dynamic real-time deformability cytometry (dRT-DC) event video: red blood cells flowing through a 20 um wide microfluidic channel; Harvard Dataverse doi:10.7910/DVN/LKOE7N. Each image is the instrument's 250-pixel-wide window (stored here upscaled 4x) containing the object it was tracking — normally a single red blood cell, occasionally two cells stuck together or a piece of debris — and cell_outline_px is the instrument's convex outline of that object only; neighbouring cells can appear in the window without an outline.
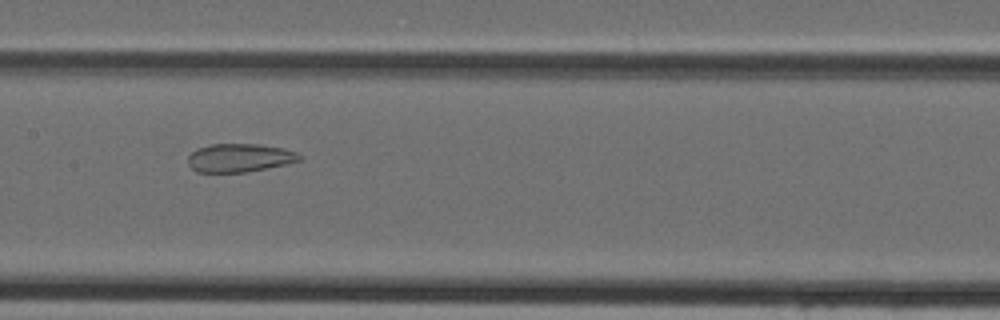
{"species": "Egyptian fruit bat (a non-hibernating species)", "species_latin": "Rousettus aegyptiacus", "temperature_condition": "cold", "stored_images_in_passage": 46, "camera_frame_rate_fps": 3000, "um_per_image_px": 0.085, "animal": {"sex": "female"}, "frame": {"image": 1, "passage_image": 23, "time_ms": 7.333, "image_size_px": [1000, 320], "cell_outline_px": [[304, 156], [300, 160], [288, 164], [244, 172], [196, 172], [188, 164], [188, 156], [196, 148], [212, 144], [260, 144], [284, 148], [296, 152]], "centroid_in_image_um": [20.38, 13.41], "position_along_channel_um": 187.0, "area_um2": 18.55}}
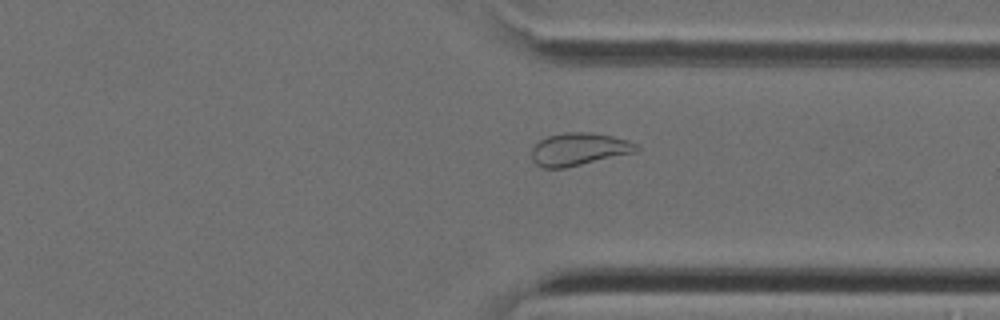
{"frame": {"image": 2, "passage_image": 35, "time_ms": 11.333, "image_size_px": [1000, 320], "cell_outline_px": [[640, 148], [636, 152], [564, 168], [540, 168], [532, 160], [532, 148], [540, 140], [548, 136], [564, 132], [592, 132], [612, 136], [628, 140], [636, 144]], "centroid_in_image_um": [49.2, 12.68], "position_along_channel_um": 362.2, "area_um2": 19.94}}
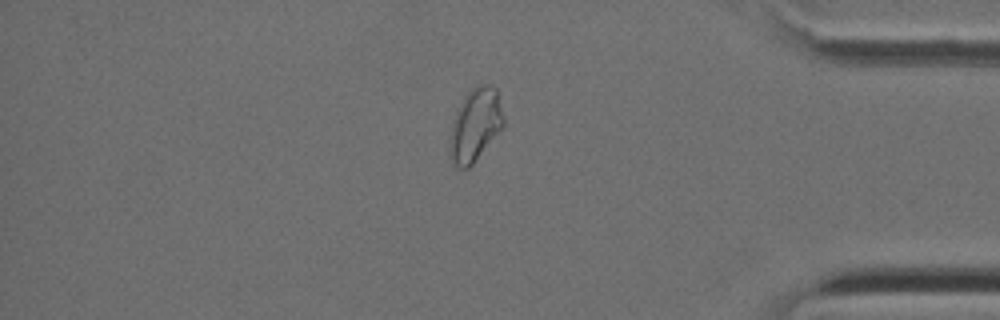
{"frame": {"image": 3, "passage_image": 39, "time_ms": 12.667, "image_size_px": [1000, 320], "cell_outline_px": [[504, 124], [472, 164], [468, 168], [456, 168], [452, 164], [448, 156], [448, 148], [452, 124], [456, 112], [464, 96], [472, 88], [480, 84], [492, 84], [496, 88], [504, 116]], "centroid_in_image_um": [40.36, 10.62], "position_along_channel_um": 394.8, "area_um2": 22.77}}